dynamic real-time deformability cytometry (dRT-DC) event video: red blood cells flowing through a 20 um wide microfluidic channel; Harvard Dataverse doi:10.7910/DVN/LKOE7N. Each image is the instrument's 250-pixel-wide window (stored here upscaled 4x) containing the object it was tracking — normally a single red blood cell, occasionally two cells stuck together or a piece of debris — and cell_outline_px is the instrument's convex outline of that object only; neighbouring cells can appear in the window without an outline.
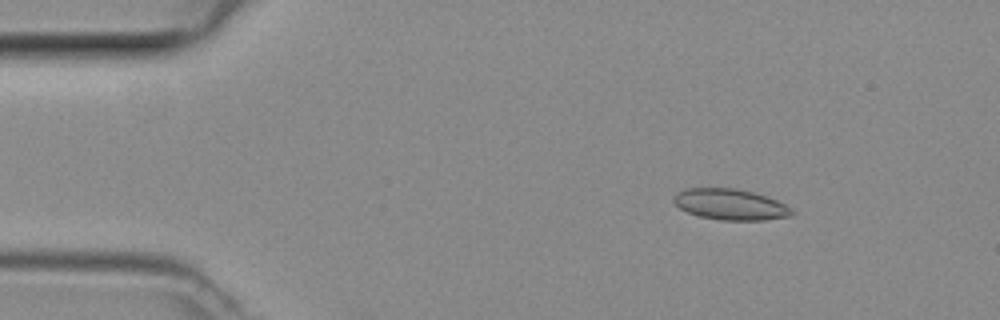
{"species": "common noctule bat (a hibernating species)", "species_latin": "Nyctalus noctula", "temperature_condition": "room temperature", "stored_images_in_passage": 48, "camera_frame_rate_fps": 3000, "um_per_image_px": 0.085, "animal": {"sex": "female", "body_mass_g": 29.2, "forearm_length_mm": 56.3}, "frame": {"image": 1, "passage_image": 7, "time_ms": 2.0, "image_size_px": [1000, 320], "cell_outline_px": [[792, 216], [764, 220], [720, 220], [700, 216], [688, 212], [680, 208], [672, 200], [672, 196], [676, 192], [688, 188], [736, 188], [768, 196], [792, 208]], "centroid_in_image_um": [62.07, 17.37], "position_along_channel_um": 22.9, "area_um2": 21.33}}
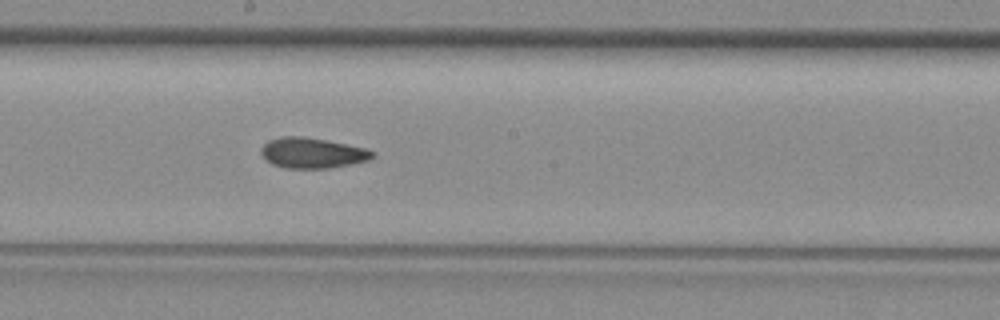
{"frame": {"image": 2, "passage_image": 26, "time_ms": 8.333, "image_size_px": [1000, 320], "cell_outline_px": [[376, 156], [368, 160], [352, 164], [328, 168], [284, 168], [272, 164], [260, 152], [260, 148], [268, 140], [280, 136], [304, 136], [364, 148], [376, 152]], "centroid_in_image_um": [26.54, 13.0], "position_along_channel_um": 221.7, "area_um2": 19.71}}
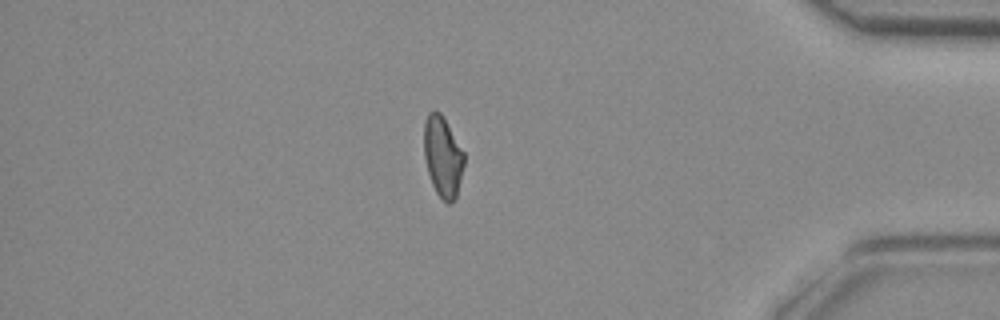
{"frame": {"image": 3, "passage_image": 41, "time_ms": 13.333, "image_size_px": [1000, 320], "cell_outline_px": [[464, 164], [456, 196], [448, 204], [436, 192], [432, 184], [428, 172], [424, 156], [424, 120], [428, 112], [440, 112], [464, 152]], "centroid_in_image_um": [37.62, 13.29], "position_along_channel_um": 397.6, "area_um2": 18.5}}